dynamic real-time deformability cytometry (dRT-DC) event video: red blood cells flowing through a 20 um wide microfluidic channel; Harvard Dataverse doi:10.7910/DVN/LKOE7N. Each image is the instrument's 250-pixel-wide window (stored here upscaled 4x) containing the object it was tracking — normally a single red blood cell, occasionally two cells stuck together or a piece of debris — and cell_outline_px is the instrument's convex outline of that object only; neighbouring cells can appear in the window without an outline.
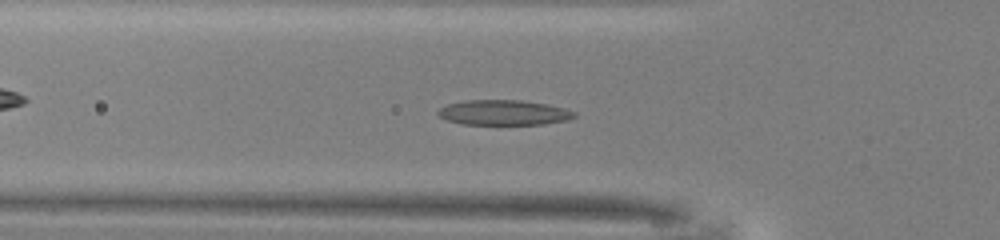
{"species": "common noctule bat (a hibernating species)", "species_latin": "Nyctalus noctula", "temperature_condition": "warm", "stored_images_in_passage": 47, "camera_frame_rate_fps": 3000, "um_per_image_px": 0.085, "animal": {"sex": "male", "body_mass_g": 13.0, "forearm_length_mm": 53.1}, "frame": {"image": 1, "passage_image": 14, "time_ms": 4.333, "image_size_px": [1000, 240], "cell_outline_px": [[576, 116], [568, 120], [544, 124], [464, 124], [448, 120], [440, 116], [436, 112], [440, 108], [448, 104], [464, 100], [520, 100], [548, 104], [564, 108], [576, 112]], "centroid_in_image_um": [42.84, 9.56], "position_along_channel_um": 83.0, "area_um2": 19.88}}
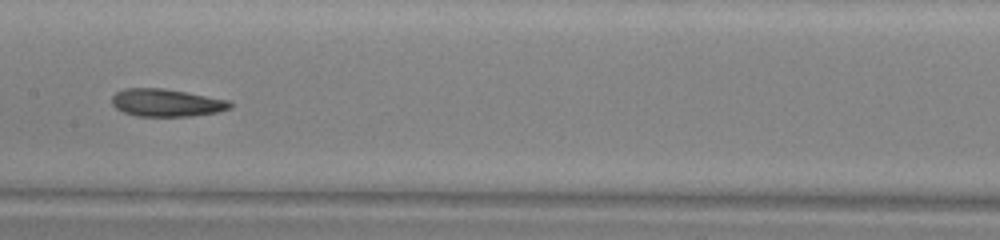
{"frame": {"image": 2, "passage_image": 22, "time_ms": 7.0, "image_size_px": [1000, 240], "cell_outline_px": [[232, 108], [220, 112], [192, 116], [136, 116], [124, 112], [116, 108], [112, 104], [112, 96], [116, 92], [124, 88], [164, 88], [228, 100], [232, 104]], "centroid_in_image_um": [14.15, 8.73], "position_along_channel_um": 193.2, "area_um2": 19.07}}
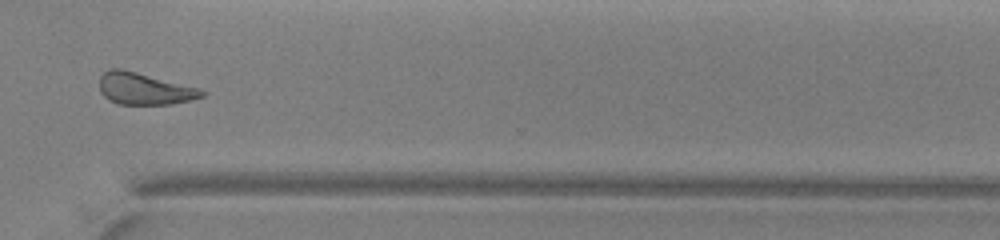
{"frame": {"image": 3, "passage_image": 34, "time_ms": 11.0, "image_size_px": [1000, 240], "cell_outline_px": [[208, 92], [204, 96], [192, 100], [172, 104], [120, 104], [108, 100], [100, 92], [100, 76], [108, 68], [120, 68], [200, 88]], "centroid_in_image_um": [12.29, 7.54], "position_along_channel_um": 358.3, "area_um2": 19.07}, "authors_computed_cell_mechanics": {"area_um2": 20.3456, "velocity_mm_per_s": 4.1234, "shape_relaxation_time_tau1_ms": null, "shape_relaxation_time_tau2_ms": 7.64, "deformation_change_tau1": null, "deformation_change_tau2": 0.1863}}